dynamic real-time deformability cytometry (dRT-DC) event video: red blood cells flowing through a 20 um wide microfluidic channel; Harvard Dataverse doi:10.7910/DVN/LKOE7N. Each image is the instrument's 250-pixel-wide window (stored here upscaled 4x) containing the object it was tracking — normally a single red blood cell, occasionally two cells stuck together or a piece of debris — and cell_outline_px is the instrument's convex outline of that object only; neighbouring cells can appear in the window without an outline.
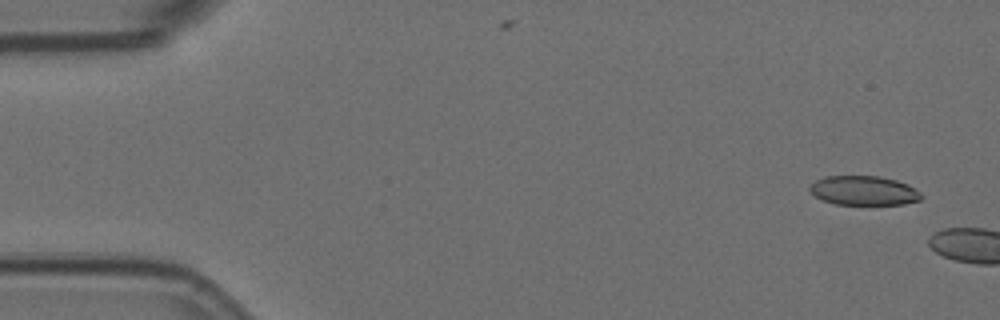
{"species": "Egyptian fruit bat (a non-hibernating species)", "species_latin": "Rousettus aegyptiacus", "temperature_condition": "room temperature", "stored_images_in_passage": 2, "camera_frame_rate_fps": 3000, "um_per_image_px": 0.085, "animal": {"sex": "female"}, "frame": {"image": 1, "passage_image": 1, "time_ms": 0.0, "image_size_px": [1000, 320], "cell_outline_px": [[924, 196], [920, 200], [904, 204], [836, 204], [824, 200], [816, 196], [808, 188], [816, 180], [824, 176], [880, 176], [896, 180], [908, 184], [920, 192]], "centroid_in_image_um": [73.46, 16.19], "position_along_channel_um": 11.5, "area_um2": 18.96}}